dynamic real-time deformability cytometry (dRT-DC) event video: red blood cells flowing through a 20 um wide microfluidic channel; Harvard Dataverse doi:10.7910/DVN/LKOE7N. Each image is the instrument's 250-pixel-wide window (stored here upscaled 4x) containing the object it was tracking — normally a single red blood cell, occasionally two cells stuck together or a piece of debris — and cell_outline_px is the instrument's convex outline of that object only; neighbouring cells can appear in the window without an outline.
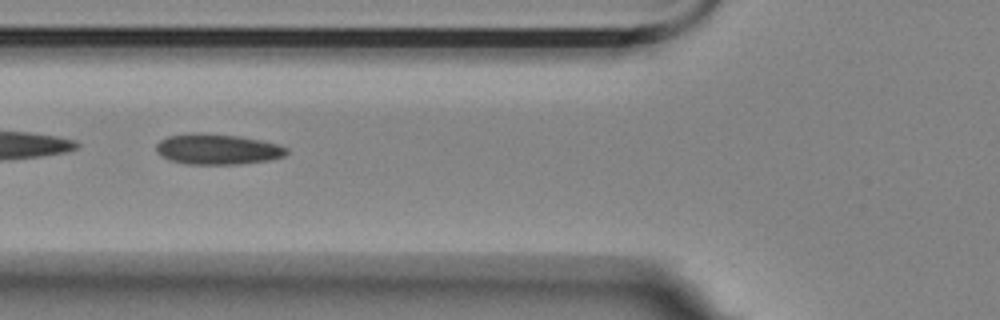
{"species": "Egyptian fruit bat (a non-hibernating species)", "species_latin": "Rousettus aegyptiacus", "temperature_condition": "room temperature", "stored_images_in_passage": 46, "camera_frame_rate_fps": 3000, "um_per_image_px": 0.085, "animal": {"sex": "female"}, "frame": {"image": 1, "passage_image": 11, "time_ms": 3.333, "image_size_px": [1000, 320], "cell_outline_px": [[288, 152], [284, 156], [268, 160], [240, 164], [184, 164], [168, 160], [160, 156], [156, 152], [156, 144], [160, 140], [168, 136], [192, 132], [196, 132], [240, 136], [260, 140], [276, 144], [288, 148]], "centroid_in_image_um": [18.43, 12.68], "position_along_channel_um": 107.4, "area_um2": 23.41}}
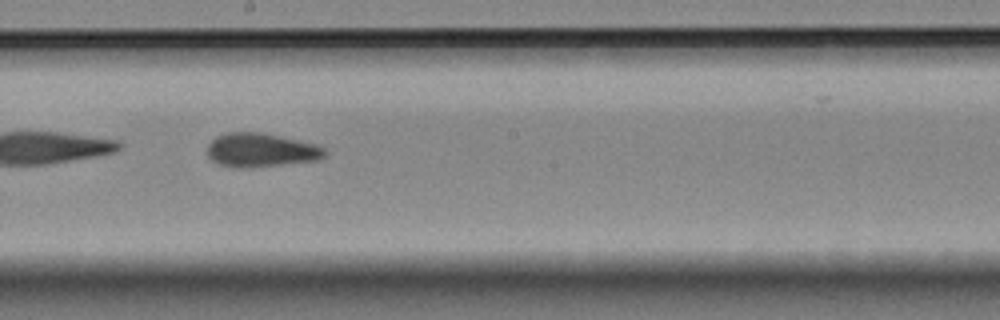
{"frame": {"image": 2, "passage_image": 21, "time_ms": 6.667, "image_size_px": [1000, 320], "cell_outline_px": [[328, 152], [320, 160], [248, 168], [236, 168], [216, 164], [208, 156], [208, 144], [216, 136], [228, 132], [260, 132], [316, 144], [324, 148]], "centroid_in_image_um": [22.17, 12.77], "position_along_channel_um": 226.0, "area_um2": 23.29}}
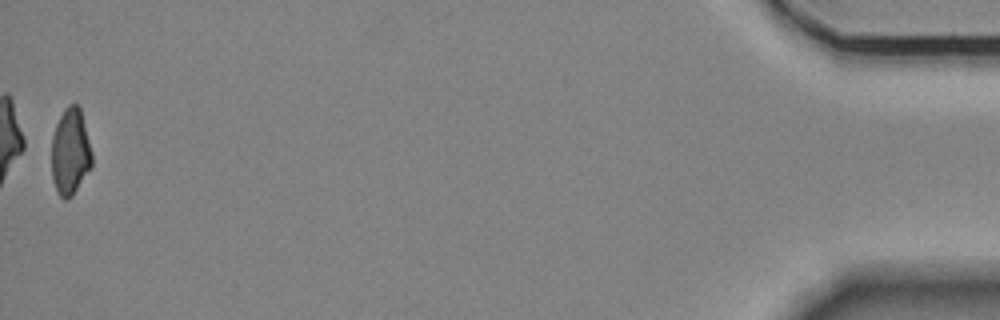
{"frame": {"image": 3, "passage_image": 46, "time_ms": 15.0, "image_size_px": [1000, 320], "cell_outline_px": [[92, 168], [72, 196], [68, 200], [64, 200], [60, 196], [56, 188], [52, 176], [52, 136], [56, 124], [64, 108], [68, 104], [76, 104], [80, 108], [92, 152]], "centroid_in_image_um": [5.99, 12.92], "position_along_channel_um": 429.2, "area_um2": 20.46}, "authors_computed_cell_mechanics": {"area_um2": 22.831, "velocity_mm_per_s": 3.5493, "shape_relaxation_time_tau1_ms": 5.4981, "shape_relaxation_time_tau2_ms": 1.9273, "deformation_change_tau1": 0.1379, "deformation_change_tau2": 0.0959}}